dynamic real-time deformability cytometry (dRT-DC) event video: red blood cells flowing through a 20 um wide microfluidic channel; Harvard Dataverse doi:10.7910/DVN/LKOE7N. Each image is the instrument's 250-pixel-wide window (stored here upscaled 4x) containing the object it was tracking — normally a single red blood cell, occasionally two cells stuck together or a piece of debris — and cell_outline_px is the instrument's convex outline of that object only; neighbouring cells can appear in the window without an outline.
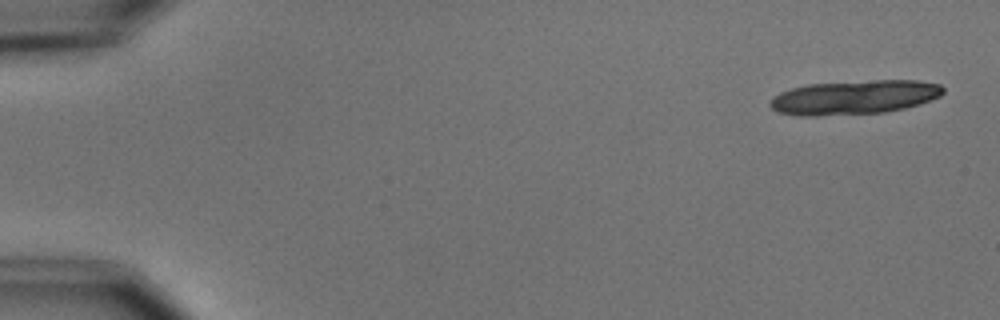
{"species": "common noctule bat (a hibernating species)", "species_latin": "Nyctalus noctula", "temperature_condition": "cold", "stored_images_in_passage": 7, "camera_frame_rate_fps": 3000, "um_per_image_px": 0.085, "animal": {"sex": "male", "body_mass_g": 15.6}, "frame": {"image": 1, "passage_image": 1, "time_ms": 0.0, "image_size_px": [1000, 320], "cell_outline_px": [[944, 92], [940, 96], [920, 104], [904, 108], [884, 112], [816, 116], [800, 116], [780, 112], [772, 108], [768, 104], [772, 96], [780, 92], [792, 88], [808, 84], [876, 80], [916, 80], [940, 84], [944, 88]], "centroid_in_image_um": [72.61, 8.27], "position_along_channel_um": 12.4, "area_um2": 34.45}}
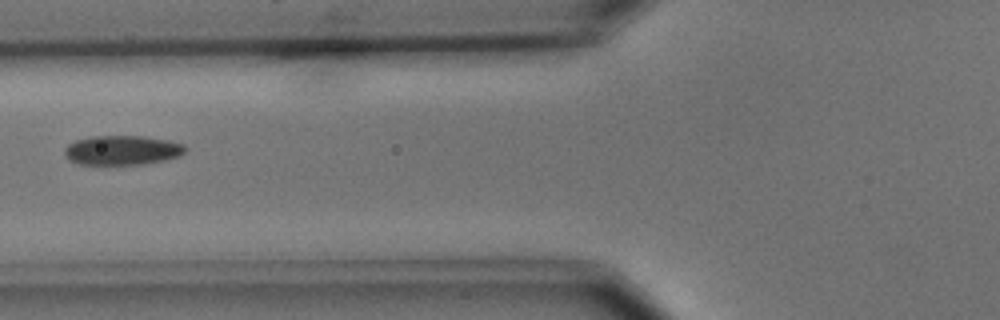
{"frame": {"image": 2, "passage_image": 6, "time_ms": 6.667, "image_size_px": [1000, 320], "cell_outline_px": [[188, 148], [180, 156], [164, 160], [144, 164], [76, 164], [68, 160], [64, 156], [64, 148], [68, 144], [76, 140], [92, 136], [140, 136], [168, 140], [184, 144]], "centroid_in_image_um": [10.37, 12.77], "position_along_channel_um": 115.4, "area_um2": 20.87}}
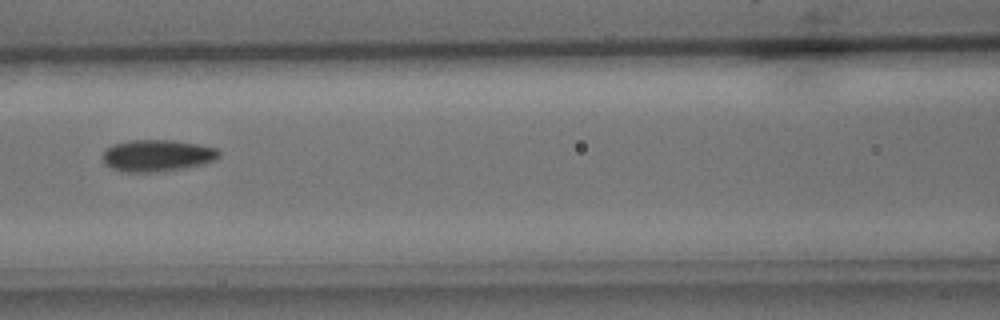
{"frame": {"image": 3, "passage_image": 7, "time_ms": 7.667, "image_size_px": [1000, 320], "cell_outline_px": [[220, 156], [216, 160], [204, 164], [184, 168], [156, 172], [124, 172], [112, 168], [104, 164], [104, 152], [112, 144], [128, 140], [172, 140], [196, 144], [216, 148], [220, 152]], "centroid_in_image_um": [13.37, 13.22], "position_along_channel_um": 153.2, "area_um2": 21.56}}